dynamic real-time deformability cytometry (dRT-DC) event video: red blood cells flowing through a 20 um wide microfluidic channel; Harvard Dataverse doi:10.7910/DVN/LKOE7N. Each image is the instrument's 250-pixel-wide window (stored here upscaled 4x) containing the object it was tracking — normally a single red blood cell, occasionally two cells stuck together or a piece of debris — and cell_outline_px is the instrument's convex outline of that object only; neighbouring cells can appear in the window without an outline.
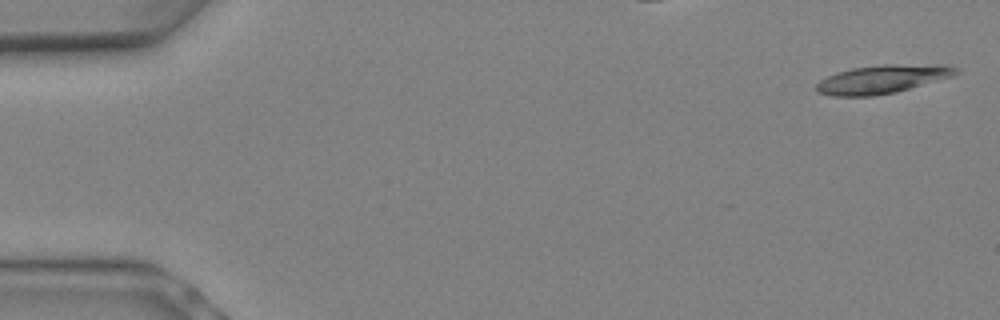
{"species": "Egyptian fruit bat (a non-hibernating species)", "species_latin": "Rousettus aegyptiacus", "temperature_condition": "warm", "stored_images_in_passage": 7, "camera_frame_rate_fps": 3000, "um_per_image_px": 0.085, "animal": {"sex": "female"}, "frame": {"image": 1, "passage_image": 1, "time_ms": 0.0, "image_size_px": [1000, 320], "cell_outline_px": [[960, 72], [952, 76], [896, 92], [872, 96], [832, 96], [816, 92], [816, 84], [820, 80], [836, 72], [852, 68], [884, 64], [948, 64], [960, 68]], "centroid_in_image_um": [75.03, 6.71], "position_along_channel_um": 10.0, "area_um2": 23.35}}
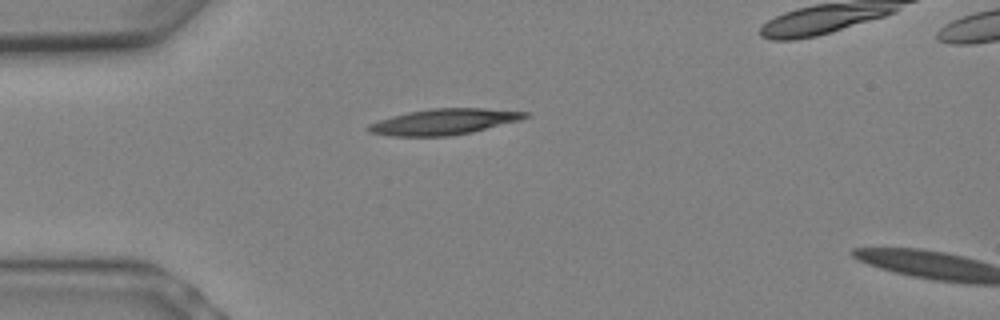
{"frame": {"image": 2, "passage_image": 6, "time_ms": 1.667, "image_size_px": [1000, 320], "cell_outline_px": [[532, 116], [520, 120], [472, 132], [448, 136], [392, 136], [368, 132], [364, 128], [368, 124], [392, 116], [408, 112], [432, 108], [484, 108], [528, 112]], "centroid_in_image_um": [37.74, 10.35], "position_along_channel_um": 47.3, "area_um2": 23.64}}